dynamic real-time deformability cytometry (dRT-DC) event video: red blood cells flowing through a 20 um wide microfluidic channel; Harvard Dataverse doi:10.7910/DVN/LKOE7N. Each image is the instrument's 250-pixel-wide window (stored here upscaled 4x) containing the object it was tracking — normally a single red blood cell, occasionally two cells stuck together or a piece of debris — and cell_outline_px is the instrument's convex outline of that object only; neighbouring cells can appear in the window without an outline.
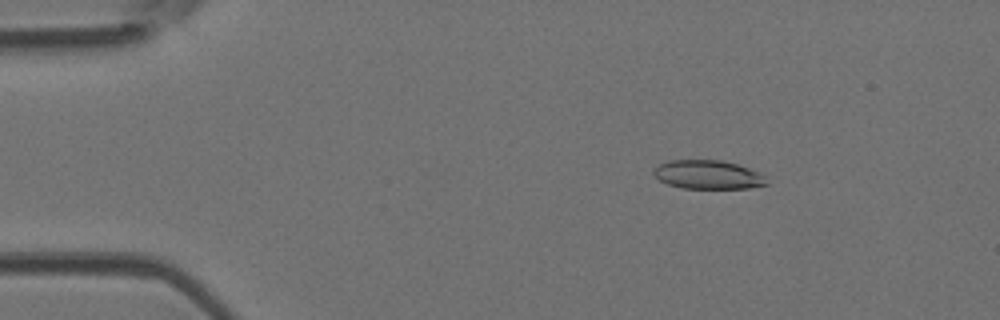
{"species": "Egyptian fruit bat (a non-hibernating species)", "species_latin": "Rousettus aegyptiacus", "temperature_condition": "room temperature", "stored_images_in_passage": 49, "camera_frame_rate_fps": 3000, "um_per_image_px": 0.085, "animal": {"sex": "female"}, "frame": {"image": 1, "passage_image": 8, "time_ms": 2.333, "image_size_px": [1000, 320], "cell_outline_px": [[768, 184], [748, 188], [684, 188], [668, 184], [660, 180], [652, 172], [660, 164], [668, 160], [720, 160], [736, 164], [760, 172], [764, 176]], "centroid_in_image_um": [60.19, 14.84], "position_along_channel_um": 24.8, "area_um2": 18.73}}
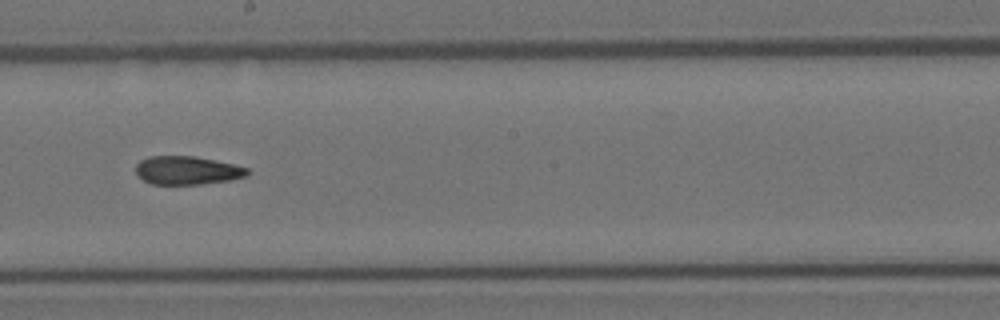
{"frame": {"image": 2, "passage_image": 28, "time_ms": 9.0, "image_size_px": [1000, 320], "cell_outline_px": [[248, 176], [232, 180], [200, 184], [152, 184], [136, 176], [136, 164], [140, 160], [148, 156], [196, 156], [232, 164], [248, 168]], "centroid_in_image_um": [15.89, 14.48], "position_along_channel_um": 232.3, "area_um2": 18.55}}
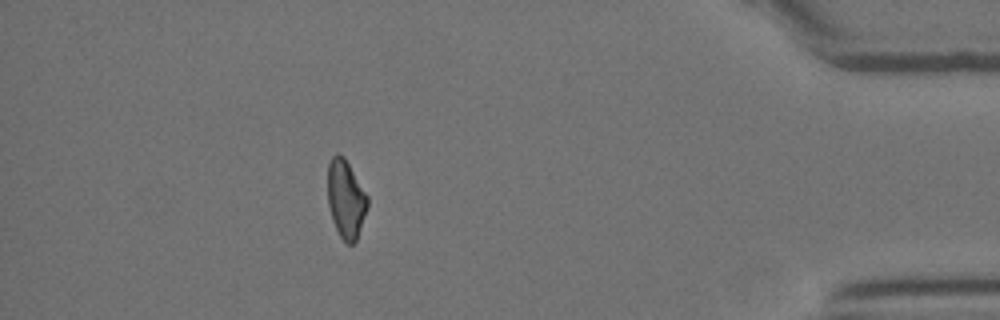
{"frame": {"image": 3, "passage_image": 44, "time_ms": 14.333, "image_size_px": [1000, 320], "cell_outline_px": [[368, 204], [356, 240], [352, 244], [348, 244], [340, 236], [332, 220], [328, 204], [328, 164], [332, 156], [336, 152], [344, 156], [368, 196]], "centroid_in_image_um": [29.38, 16.88], "position_along_channel_um": 405.8, "area_um2": 17.98}, "authors_computed_cell_mechanics": {"area_um2": 19.2474, "velocity_mm_per_s": 4.1633, "shape_relaxation_time_tau1_ms": null, "shape_relaxation_time_tau2_ms": 2.9343, "deformation_change_tau1": null, "deformation_change_tau2": 0.1123}}